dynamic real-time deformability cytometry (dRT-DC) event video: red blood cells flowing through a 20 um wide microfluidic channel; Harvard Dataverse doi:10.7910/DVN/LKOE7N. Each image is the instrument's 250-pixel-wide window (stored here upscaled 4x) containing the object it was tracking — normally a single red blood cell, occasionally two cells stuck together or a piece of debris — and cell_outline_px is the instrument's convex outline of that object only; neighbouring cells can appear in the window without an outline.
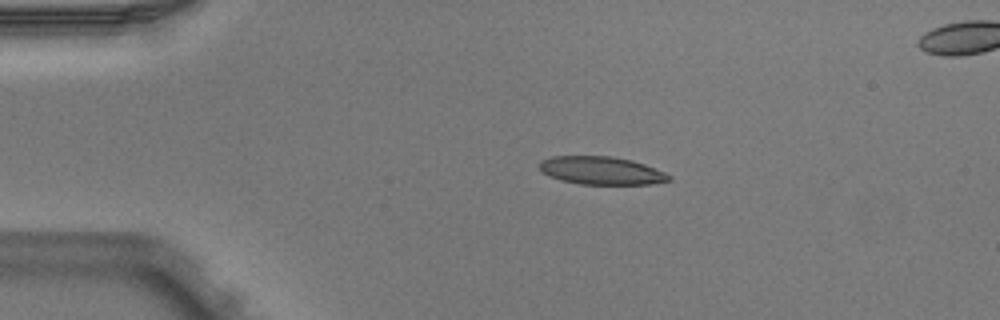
{"species": "Egyptian fruit bat (a non-hibernating species)", "species_latin": "Rousettus aegyptiacus", "temperature_condition": "warm", "stored_images_in_passage": 5, "segment_of_instrument_passage": [1, 2], "camera_frame_rate_fps": 3000, "um_per_image_px": 0.085, "animal": {"sex": "male"}, "frame": {"image": 1, "passage_image": 3, "time_ms": 0.667, "image_size_px": [1000, 320], "cell_outline_px": [[672, 180], [648, 184], [580, 184], [548, 176], [540, 168], [540, 160], [552, 156], [612, 156], [632, 160], [644, 164], [664, 172], [672, 176]], "centroid_in_image_um": [51.13, 14.49], "position_along_channel_um": 33.9, "area_um2": 20.98}}